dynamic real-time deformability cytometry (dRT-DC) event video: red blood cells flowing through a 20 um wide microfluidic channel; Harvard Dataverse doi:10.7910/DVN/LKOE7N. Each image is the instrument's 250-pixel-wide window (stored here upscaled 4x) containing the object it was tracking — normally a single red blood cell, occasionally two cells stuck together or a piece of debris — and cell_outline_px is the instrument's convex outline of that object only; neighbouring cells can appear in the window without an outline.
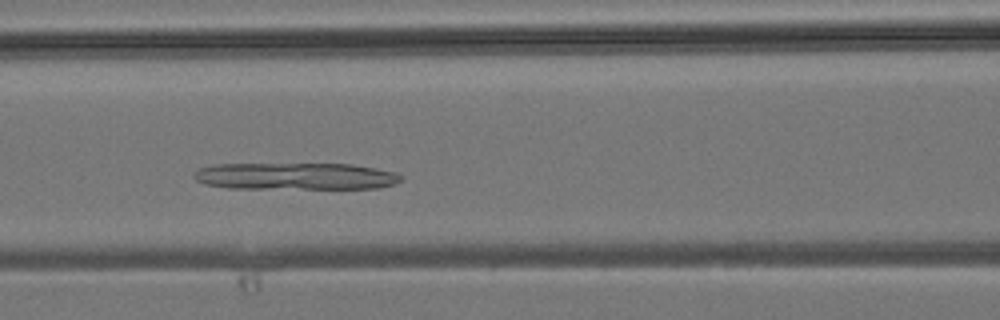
{"species": "common noctule bat (a hibernating species)", "species_latin": "Nyctalus noctula", "temperature_condition": "room temperature", "stored_images_in_passage": 38, "camera_frame_rate_fps": 3000, "um_per_image_px": 0.085, "animal": {"sex": "male", "body_mass_g": 19.2, "forearm_length_mm": 51.8}, "frame": {"image": 1, "passage_image": 13, "time_ms": 4.0, "image_size_px": [1000, 320], "cell_outline_px": [[404, 180], [396, 184], [380, 188], [228, 188], [204, 184], [196, 180], [192, 176], [200, 168], [212, 164], [352, 164], [376, 168], [396, 172], [404, 176]], "centroid_in_image_um": [25.17, 14.98], "position_along_channel_um": 141.4, "area_um2": 32.77}}
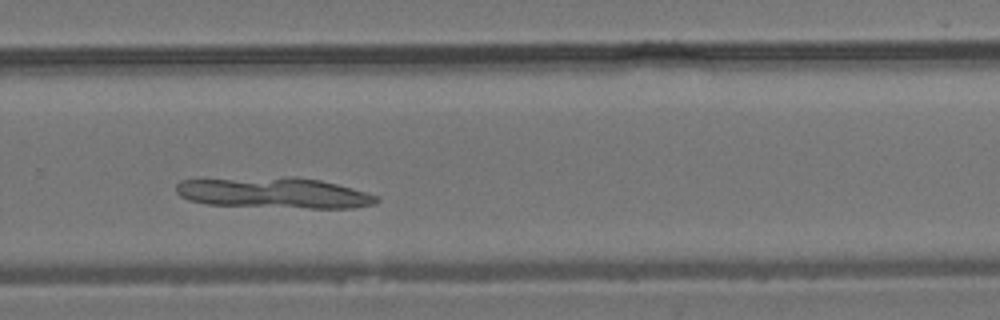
{"frame": {"image": 2, "passage_image": 24, "time_ms": 7.667, "image_size_px": [1000, 320], "cell_outline_px": [[380, 200], [376, 204], [352, 208], [308, 208], [208, 204], [188, 200], [180, 196], [176, 192], [176, 184], [180, 180], [284, 176], [296, 176], [320, 180], [368, 192], [380, 196]], "centroid_in_image_um": [23.34, 16.38], "position_along_channel_um": 306.5, "area_um2": 36.3}}
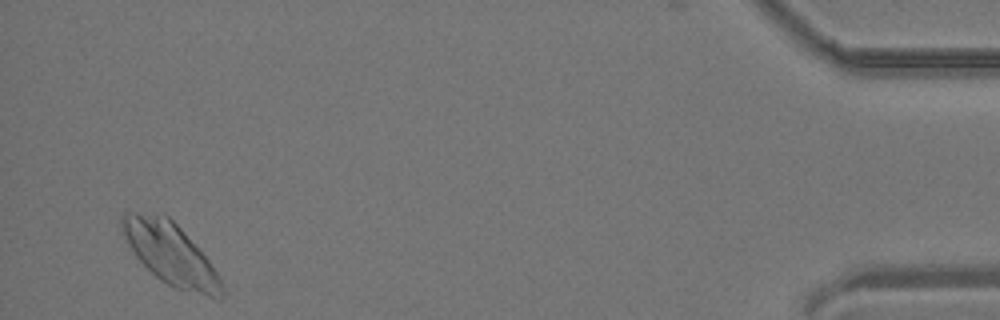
{"frame": {"image": 3, "passage_image": 37, "time_ms": 12.0, "image_size_px": [1000, 320], "cell_outline_px": [[224, 296], [220, 300], [176, 288], [160, 280], [136, 256], [128, 244], [120, 228], [120, 216], [124, 212], [136, 212], [168, 216], [180, 228], [208, 260], [216, 272], [224, 288]], "centroid_in_image_um": [14.48, 21.58], "position_along_channel_um": 420.7, "area_um2": 35.26}}